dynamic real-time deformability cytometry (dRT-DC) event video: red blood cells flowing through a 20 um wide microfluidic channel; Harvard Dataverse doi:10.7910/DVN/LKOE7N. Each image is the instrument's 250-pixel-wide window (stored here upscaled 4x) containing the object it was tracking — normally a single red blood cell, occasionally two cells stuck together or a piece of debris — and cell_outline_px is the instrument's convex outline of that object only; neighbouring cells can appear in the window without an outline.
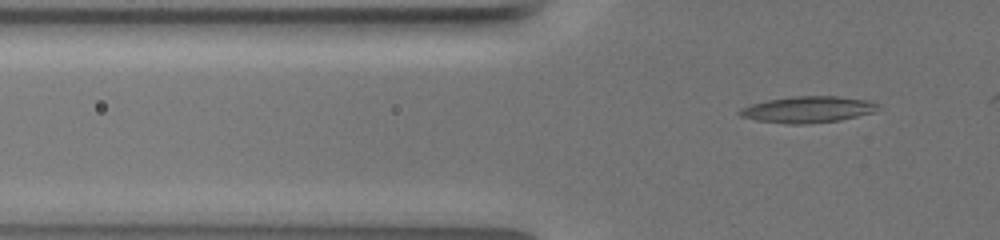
{"species": "common noctule bat (a hibernating species)", "species_latin": "Nyctalus noctula", "temperature_condition": "warm", "stored_images_in_passage": 47, "camera_frame_rate_fps": 3000, "um_per_image_px": 0.085, "animal": {"sex": "female", "body_mass_g": 19.5, "forearm_length_mm": 54.1}, "frame": {"image": 1, "passage_image": 9, "time_ms": 2.667, "image_size_px": [1000, 240], "cell_outline_px": [[876, 104], [872, 112], [856, 116], [836, 120], [804, 124], [792, 124], [756, 120], [740, 116], [740, 112], [744, 108], [752, 104], [768, 100], [800, 96], [836, 96], [864, 100]], "centroid_in_image_um": [68.61, 9.31], "position_along_channel_um": 57.2, "area_um2": 20.29}}
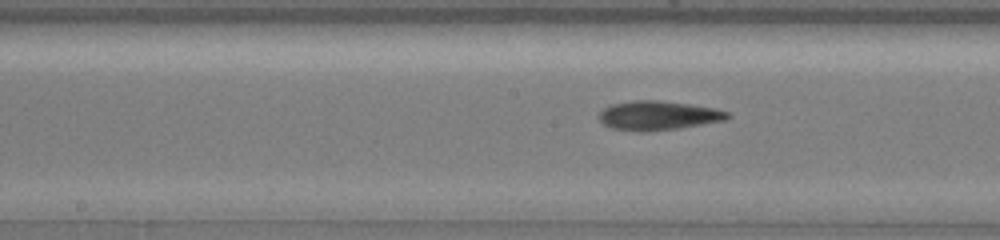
{"frame": {"image": 2, "passage_image": 23, "time_ms": 7.333, "image_size_px": [1000, 240], "cell_outline_px": [[732, 116], [724, 120], [680, 128], [640, 132], [612, 128], [604, 124], [600, 120], [600, 112], [604, 108], [612, 104], [636, 100], [656, 100], [688, 104], [712, 108], [728, 112]], "centroid_in_image_um": [55.93, 9.82], "position_along_channel_um": 192.3, "area_um2": 21.5}}
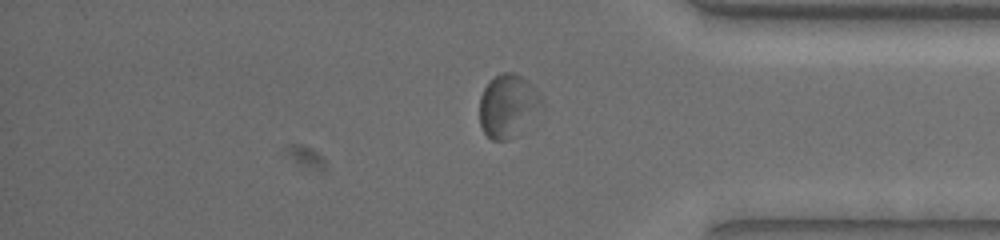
{"frame": {"image": 3, "passage_image": 42, "time_ms": 13.667, "image_size_px": [1000, 240], "cell_outline_px": [[524, 80], [520, 108], [508, 140], [492, 140], [484, 132], [480, 124], [480, 96], [484, 88], [496, 76], [504, 72], [512, 72], [520, 76]], "centroid_in_image_um": [42.58, 8.95], "position_along_channel_um": 392.6, "area_um2": 16.47}}